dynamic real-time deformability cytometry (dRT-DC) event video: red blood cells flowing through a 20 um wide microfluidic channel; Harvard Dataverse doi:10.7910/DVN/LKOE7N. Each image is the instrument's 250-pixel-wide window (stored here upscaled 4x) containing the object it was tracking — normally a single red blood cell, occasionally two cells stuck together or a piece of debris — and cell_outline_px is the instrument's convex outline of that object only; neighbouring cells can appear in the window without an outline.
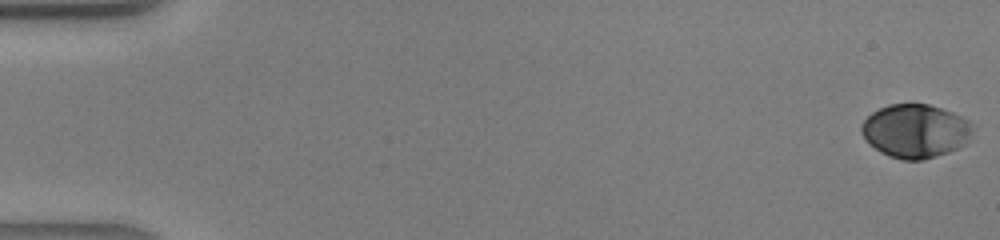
{"species": "human", "species_latin": "Homo sapiens", "temperature_condition": "warm", "stored_images_in_passage": 42, "camera_frame_rate_fps": 3000, "um_per_image_px": 0.085, "donor": {"sex": "male"}, "frame": {"image": 1, "passage_image": 1, "time_ms": 0.0, "image_size_px": [1000, 240], "cell_outline_px": [[976, 124], [972, 140], [948, 152], [936, 156], [920, 160], [900, 160], [888, 156], [880, 152], [860, 132], [860, 124], [872, 112], [888, 104], [912, 100], [928, 104], [952, 112]], "centroid_in_image_um": [77.85, 11.09], "position_along_channel_um": 7.2, "area_um2": 35.6}}
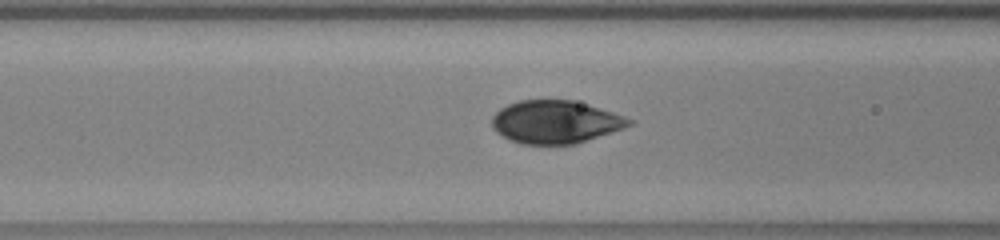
{"frame": {"image": 2, "passage_image": 18, "time_ms": 5.667, "image_size_px": [1000, 240], "cell_outline_px": [[636, 120], [632, 124], [624, 128], [576, 144], [520, 144], [508, 140], [496, 132], [492, 128], [492, 116], [500, 108], [508, 104], [520, 100], [572, 100], [588, 104]], "centroid_in_image_um": [47.2, 10.37], "position_along_channel_um": 119.4, "area_um2": 34.45}}
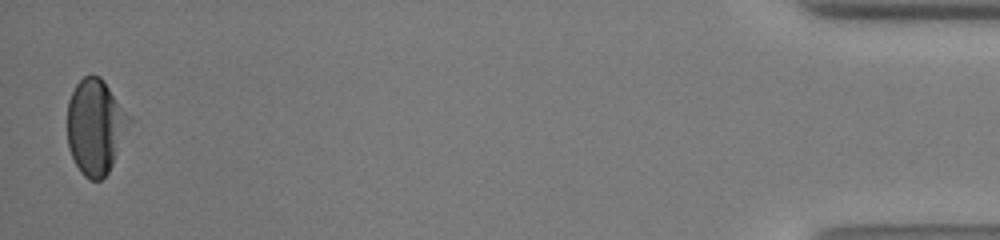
{"frame": {"image": 3, "passage_image": 42, "time_ms": 13.667, "image_size_px": [1000, 240], "cell_outline_px": [[132, 120], [112, 164], [108, 172], [100, 180], [88, 180], [80, 172], [68, 148], [68, 100], [76, 84], [84, 76], [100, 76], [104, 80], [132, 116]], "centroid_in_image_um": [8.13, 10.75], "position_along_channel_um": 427.1, "area_um2": 34.39}}